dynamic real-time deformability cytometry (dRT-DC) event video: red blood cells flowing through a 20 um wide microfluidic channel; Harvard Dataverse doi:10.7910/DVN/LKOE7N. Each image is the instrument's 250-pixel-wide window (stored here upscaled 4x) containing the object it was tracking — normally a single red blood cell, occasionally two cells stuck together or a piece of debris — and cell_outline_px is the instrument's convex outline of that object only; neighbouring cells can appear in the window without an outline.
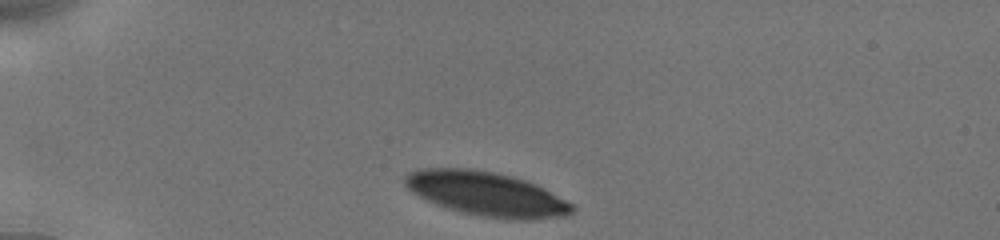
{"species": "human", "species_latin": "Homo sapiens", "temperature_condition": "cold", "stored_images_in_passage": 8, "camera_frame_rate_fps": 3000, "um_per_image_px": 0.085, "donor": {"sex": "male"}, "frame": {"image": 1, "passage_image": 1, "time_ms": 0.0, "image_size_px": [1000, 240], "cell_outline_px": [[576, 208], [572, 212], [564, 216], [532, 220], [516, 220], [476, 216], [460, 212], [436, 204], [412, 192], [404, 184], [404, 176], [408, 172], [416, 168], [468, 168], [496, 172], [512, 176], [536, 184], [572, 204]], "centroid_in_image_um": [41.32, 16.48], "position_along_channel_um": 43.7, "area_um2": 43.18}}
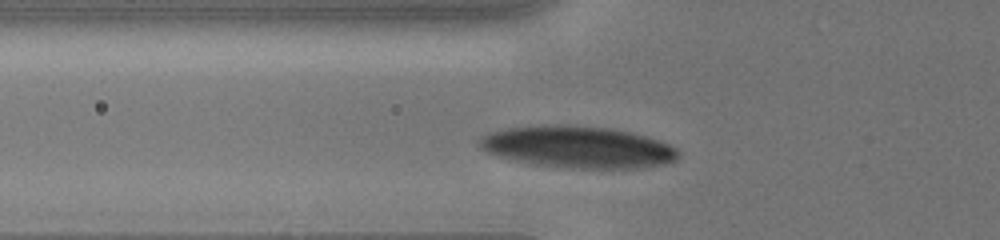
{"frame": {"image": 2, "passage_image": 5, "time_ms": 2.0, "image_size_px": [1000, 240], "cell_outline_px": [[680, 156], [676, 160], [668, 164], [640, 168], [568, 168], [536, 164], [496, 156], [484, 152], [476, 144], [476, 140], [480, 136], [488, 132], [508, 128], [544, 124], [560, 124], [612, 128], [632, 132], [668, 144], [676, 148], [680, 152]], "centroid_in_image_um": [49.08, 12.49], "position_along_channel_um": 76.7, "area_um2": 49.01}}
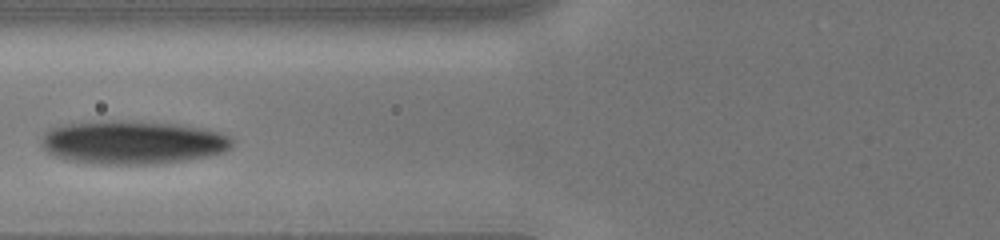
{"frame": {"image": 3, "passage_image": 7, "time_ms": 3.0, "image_size_px": [1000, 240], "cell_outline_px": [[232, 144], [224, 152], [208, 156], [152, 164], [92, 164], [64, 160], [48, 152], [44, 148], [44, 132], [48, 128], [64, 124], [100, 120], [120, 120], [176, 124], [204, 128], [224, 132], [232, 140]], "centroid_in_image_um": [11.25, 12.09], "position_along_channel_um": 114.6, "area_um2": 48.44}}